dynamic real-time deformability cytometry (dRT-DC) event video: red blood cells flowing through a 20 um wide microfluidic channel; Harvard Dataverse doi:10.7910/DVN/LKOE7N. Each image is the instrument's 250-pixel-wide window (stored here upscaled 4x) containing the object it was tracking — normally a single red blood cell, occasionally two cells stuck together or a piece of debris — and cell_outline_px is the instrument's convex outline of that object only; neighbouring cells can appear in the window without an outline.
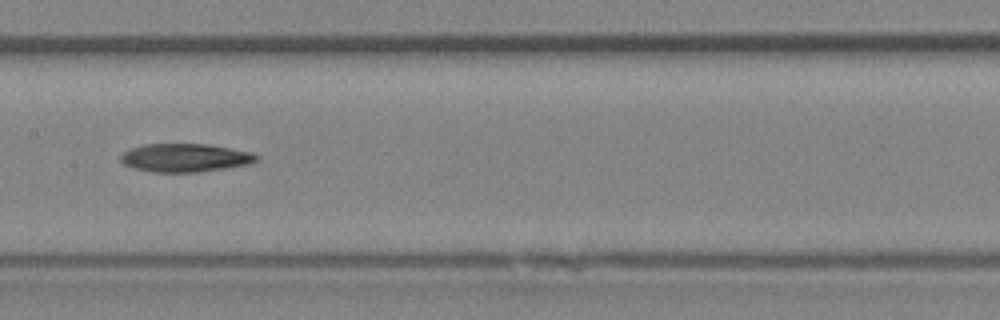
{"species": "Egyptian fruit bat (a non-hibernating species)", "species_latin": "Rousettus aegyptiacus", "temperature_condition": "room temperature", "stored_images_in_passage": 28, "camera_frame_rate_fps": 3000, "um_per_image_px": 0.085, "animal": {"sex": "female"}, "frame": {"image": 1, "passage_image": 9, "time_ms": 2.667, "image_size_px": [1000, 320], "cell_outline_px": [[260, 156], [256, 160], [248, 164], [228, 168], [200, 172], [152, 172], [132, 168], [124, 164], [120, 160], [120, 156], [124, 152], [132, 148], [144, 144], [208, 144], [252, 152]], "centroid_in_image_um": [15.74, 13.41], "position_along_channel_um": 191.7, "area_um2": 22.48}}
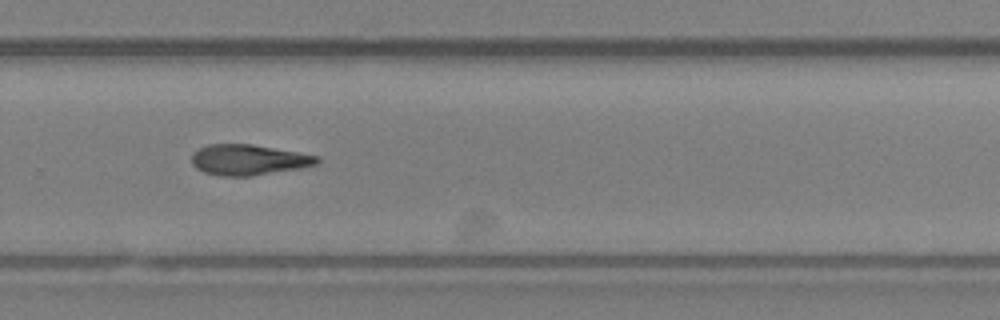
{"frame": {"image": 2, "passage_image": 16, "time_ms": 5.0, "image_size_px": [1000, 320], "cell_outline_px": [[320, 160], [316, 164], [300, 168], [248, 176], [220, 176], [204, 172], [196, 168], [192, 164], [192, 152], [208, 144], [252, 144], [320, 156]], "centroid_in_image_um": [21.1, 13.58], "position_along_channel_um": 308.7, "area_um2": 22.25}}